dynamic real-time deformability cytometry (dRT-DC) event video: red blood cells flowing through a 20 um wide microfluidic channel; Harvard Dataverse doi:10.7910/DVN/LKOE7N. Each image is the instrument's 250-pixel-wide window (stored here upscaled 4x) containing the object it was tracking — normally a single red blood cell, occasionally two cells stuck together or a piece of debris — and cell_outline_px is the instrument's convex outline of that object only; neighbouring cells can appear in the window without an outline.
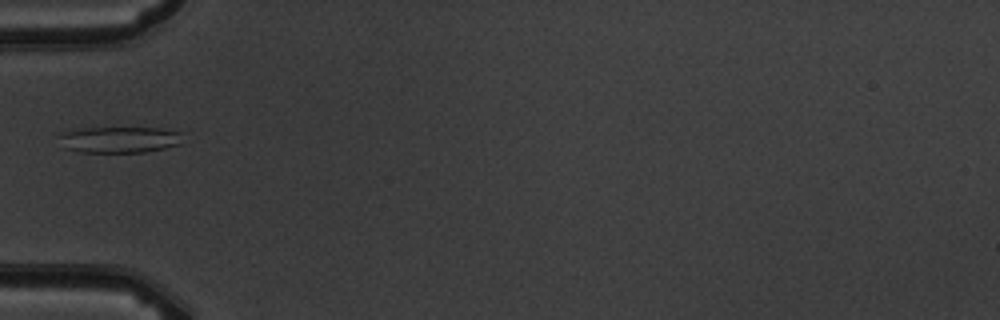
{"species": "common noctule bat (a hibernating species)", "species_latin": "Nyctalus noctula", "temperature_condition": "warm", "stored_images_in_passage": 3, "camera_frame_rate_fps": 3000, "um_per_image_px": 0.085, "animal": {"sex": "male", "body_mass_g": 19.5, "forearm_length_mm": 54.6}, "frame": {"image": 1, "passage_image": 3, "time_ms": 2.0, "image_size_px": [1000, 320], "cell_outline_px": [[180, 144], [164, 148], [144, 152], [80, 152], [60, 148], [60, 132], [80, 128], [160, 128], [180, 132]], "centroid_in_image_um": [10.06, 11.87], "position_along_channel_um": 74.9, "area_um2": 18.96}}